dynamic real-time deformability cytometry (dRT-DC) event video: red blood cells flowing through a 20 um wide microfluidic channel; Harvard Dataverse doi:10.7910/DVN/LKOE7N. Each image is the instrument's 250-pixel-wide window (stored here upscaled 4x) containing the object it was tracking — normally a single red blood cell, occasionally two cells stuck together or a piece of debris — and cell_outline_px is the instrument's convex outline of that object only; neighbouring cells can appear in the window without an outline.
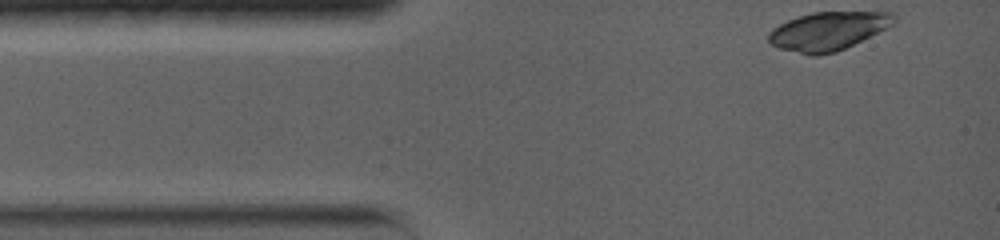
{"species": "common noctule bat (a hibernating species)", "species_latin": "Nyctalus noctula", "temperature_condition": "warm", "stored_images_in_passage": 11, "camera_frame_rate_fps": 5000, "um_per_image_px": 0.085, "animal": {"sex": "female", "body_mass_g": 19.0, "forearm_length_mm": 56.7}, "frame": {"image": 1, "passage_image": 1, "time_ms": 0.0, "image_size_px": [1000, 240], "cell_outline_px": [[892, 24], [836, 52], [816, 56], [812, 56], [780, 48], [772, 44], [768, 40], [768, 32], [772, 28], [788, 20], [812, 12], [892, 12]], "centroid_in_image_um": [70.29, 2.64], "position_along_channel_um": 14.7, "area_um2": 27.34}}